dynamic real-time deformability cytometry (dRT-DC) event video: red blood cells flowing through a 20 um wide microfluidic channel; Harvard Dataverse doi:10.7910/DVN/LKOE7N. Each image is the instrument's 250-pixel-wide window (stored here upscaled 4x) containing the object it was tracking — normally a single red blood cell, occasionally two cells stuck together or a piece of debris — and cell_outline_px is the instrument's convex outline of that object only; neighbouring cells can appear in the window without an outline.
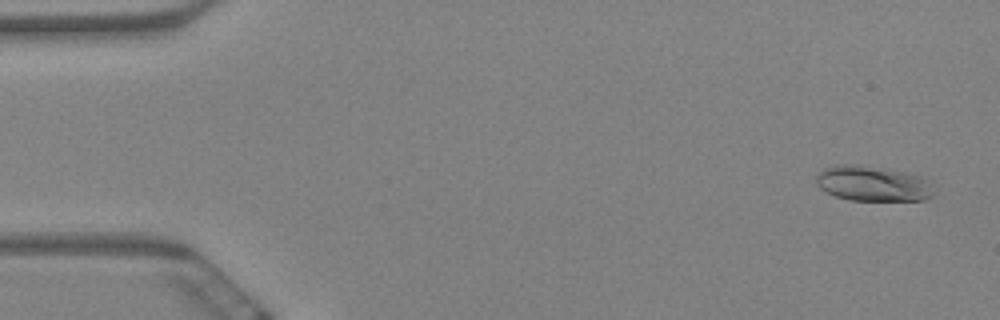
{"species": "Egyptian fruit bat (a non-hibernating species)", "species_latin": "Rousettus aegyptiacus", "temperature_condition": "warm", "stored_images_in_passage": 7, "camera_frame_rate_fps": 3000, "um_per_image_px": 0.085, "animal": {"sex": "female"}, "frame": {"image": 1, "passage_image": 1, "time_ms": 0.0, "image_size_px": [1000, 320], "cell_outline_px": [[932, 196], [924, 200], [848, 200], [836, 196], [820, 188], [816, 184], [816, 176], [824, 168], [836, 164], [844, 164], [880, 168], [908, 172], [920, 176], [928, 180], [932, 192]], "centroid_in_image_um": [74.16, 15.61], "position_along_channel_um": 10.8, "area_um2": 23.87}}
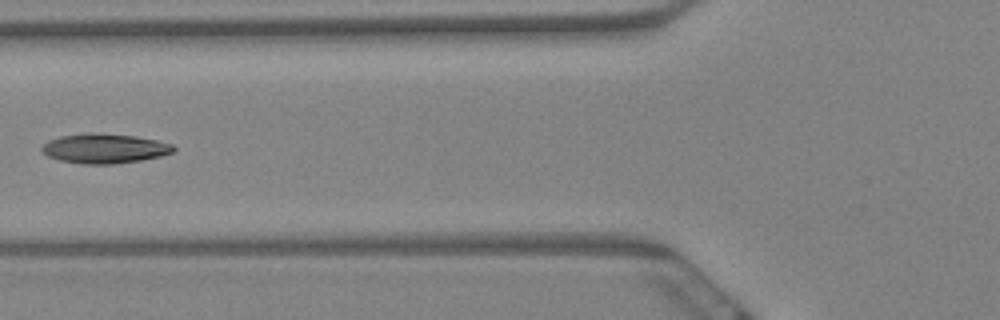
{"frame": {"image": 2, "passage_image": 7, "time_ms": 2.0, "image_size_px": [1000, 320], "cell_outline_px": [[176, 148], [172, 152], [160, 156], [140, 160], [112, 164], [84, 164], [60, 160], [48, 156], [40, 148], [48, 140], [60, 136], [92, 132], [136, 136], [156, 140], [172, 144]], "centroid_in_image_um": [8.88, 12.61], "position_along_channel_um": 116.9, "area_um2": 22.6}}